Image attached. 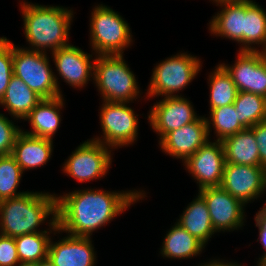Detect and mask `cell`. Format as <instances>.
Returning a JSON list of instances; mask_svg holds the SVG:
<instances>
[{
  "label": "cell",
  "instance_id": "cell-1",
  "mask_svg": "<svg viewBox=\"0 0 266 266\" xmlns=\"http://www.w3.org/2000/svg\"><path fill=\"white\" fill-rule=\"evenodd\" d=\"M143 192L80 189L64 193L57 197L58 233L90 237L139 199H144L146 195Z\"/></svg>",
  "mask_w": 266,
  "mask_h": 266
},
{
  "label": "cell",
  "instance_id": "cell-2",
  "mask_svg": "<svg viewBox=\"0 0 266 266\" xmlns=\"http://www.w3.org/2000/svg\"><path fill=\"white\" fill-rule=\"evenodd\" d=\"M48 192H29L0 201V234L19 237L35 232H59L57 223V197ZM51 218H50V217ZM50 218L49 228L38 227Z\"/></svg>",
  "mask_w": 266,
  "mask_h": 266
},
{
  "label": "cell",
  "instance_id": "cell-3",
  "mask_svg": "<svg viewBox=\"0 0 266 266\" xmlns=\"http://www.w3.org/2000/svg\"><path fill=\"white\" fill-rule=\"evenodd\" d=\"M23 17L26 49L50 53L70 45L68 41L73 10L63 6H45L30 2H20Z\"/></svg>",
  "mask_w": 266,
  "mask_h": 266
},
{
  "label": "cell",
  "instance_id": "cell-4",
  "mask_svg": "<svg viewBox=\"0 0 266 266\" xmlns=\"http://www.w3.org/2000/svg\"><path fill=\"white\" fill-rule=\"evenodd\" d=\"M93 80L102 101L132 103L140 96L135 74L123 54L95 55Z\"/></svg>",
  "mask_w": 266,
  "mask_h": 266
},
{
  "label": "cell",
  "instance_id": "cell-5",
  "mask_svg": "<svg viewBox=\"0 0 266 266\" xmlns=\"http://www.w3.org/2000/svg\"><path fill=\"white\" fill-rule=\"evenodd\" d=\"M91 12L90 46L96 55L123 54L132 43L129 24L106 5H97Z\"/></svg>",
  "mask_w": 266,
  "mask_h": 266
},
{
  "label": "cell",
  "instance_id": "cell-6",
  "mask_svg": "<svg viewBox=\"0 0 266 266\" xmlns=\"http://www.w3.org/2000/svg\"><path fill=\"white\" fill-rule=\"evenodd\" d=\"M201 61L191 54L178 53L156 64L147 89V97H178L201 70ZM183 89V90H182ZM177 93V95H176Z\"/></svg>",
  "mask_w": 266,
  "mask_h": 266
},
{
  "label": "cell",
  "instance_id": "cell-7",
  "mask_svg": "<svg viewBox=\"0 0 266 266\" xmlns=\"http://www.w3.org/2000/svg\"><path fill=\"white\" fill-rule=\"evenodd\" d=\"M47 54L13 43V74L43 99H52L62 94Z\"/></svg>",
  "mask_w": 266,
  "mask_h": 266
},
{
  "label": "cell",
  "instance_id": "cell-8",
  "mask_svg": "<svg viewBox=\"0 0 266 266\" xmlns=\"http://www.w3.org/2000/svg\"><path fill=\"white\" fill-rule=\"evenodd\" d=\"M128 103L103 101L100 122L103 135L92 140L111 149L132 145L138 137V116Z\"/></svg>",
  "mask_w": 266,
  "mask_h": 266
},
{
  "label": "cell",
  "instance_id": "cell-9",
  "mask_svg": "<svg viewBox=\"0 0 266 266\" xmlns=\"http://www.w3.org/2000/svg\"><path fill=\"white\" fill-rule=\"evenodd\" d=\"M110 149L92 139L84 141L64 162L62 171L79 183L101 179L112 165Z\"/></svg>",
  "mask_w": 266,
  "mask_h": 266
},
{
  "label": "cell",
  "instance_id": "cell-10",
  "mask_svg": "<svg viewBox=\"0 0 266 266\" xmlns=\"http://www.w3.org/2000/svg\"><path fill=\"white\" fill-rule=\"evenodd\" d=\"M198 194L205 200L215 232L243 227L245 204L241 200L231 196L221 186L202 188Z\"/></svg>",
  "mask_w": 266,
  "mask_h": 266
},
{
  "label": "cell",
  "instance_id": "cell-11",
  "mask_svg": "<svg viewBox=\"0 0 266 266\" xmlns=\"http://www.w3.org/2000/svg\"><path fill=\"white\" fill-rule=\"evenodd\" d=\"M220 186L246 205L266 190V168L225 163Z\"/></svg>",
  "mask_w": 266,
  "mask_h": 266
},
{
  "label": "cell",
  "instance_id": "cell-12",
  "mask_svg": "<svg viewBox=\"0 0 266 266\" xmlns=\"http://www.w3.org/2000/svg\"><path fill=\"white\" fill-rule=\"evenodd\" d=\"M232 77L238 92L246 91L266 98V57L261 51H239L230 66L221 64Z\"/></svg>",
  "mask_w": 266,
  "mask_h": 266
},
{
  "label": "cell",
  "instance_id": "cell-13",
  "mask_svg": "<svg viewBox=\"0 0 266 266\" xmlns=\"http://www.w3.org/2000/svg\"><path fill=\"white\" fill-rule=\"evenodd\" d=\"M214 141L208 140L183 164L197 181L199 190L222 183L226 163L224 148L221 141Z\"/></svg>",
  "mask_w": 266,
  "mask_h": 266
},
{
  "label": "cell",
  "instance_id": "cell-14",
  "mask_svg": "<svg viewBox=\"0 0 266 266\" xmlns=\"http://www.w3.org/2000/svg\"><path fill=\"white\" fill-rule=\"evenodd\" d=\"M183 96L164 97L148 112V122L158 134L159 141L169 132L194 122L199 116L193 105Z\"/></svg>",
  "mask_w": 266,
  "mask_h": 266
},
{
  "label": "cell",
  "instance_id": "cell-15",
  "mask_svg": "<svg viewBox=\"0 0 266 266\" xmlns=\"http://www.w3.org/2000/svg\"><path fill=\"white\" fill-rule=\"evenodd\" d=\"M209 137L206 117L199 116L194 122L167 133L159 141V145L167 155L182 159L185 163L209 140Z\"/></svg>",
  "mask_w": 266,
  "mask_h": 266
},
{
  "label": "cell",
  "instance_id": "cell-16",
  "mask_svg": "<svg viewBox=\"0 0 266 266\" xmlns=\"http://www.w3.org/2000/svg\"><path fill=\"white\" fill-rule=\"evenodd\" d=\"M52 54L55 67L61 78L74 88H83L93 79L94 61L92 55L74 45L59 48Z\"/></svg>",
  "mask_w": 266,
  "mask_h": 266
},
{
  "label": "cell",
  "instance_id": "cell-17",
  "mask_svg": "<svg viewBox=\"0 0 266 266\" xmlns=\"http://www.w3.org/2000/svg\"><path fill=\"white\" fill-rule=\"evenodd\" d=\"M48 258L55 266H94L97 257L91 237L67 234L57 242L50 240Z\"/></svg>",
  "mask_w": 266,
  "mask_h": 266
},
{
  "label": "cell",
  "instance_id": "cell-18",
  "mask_svg": "<svg viewBox=\"0 0 266 266\" xmlns=\"http://www.w3.org/2000/svg\"><path fill=\"white\" fill-rule=\"evenodd\" d=\"M63 107V95L52 99H42L24 118L30 123L32 130H22V132L34 137L53 140V135L61 123L60 110Z\"/></svg>",
  "mask_w": 266,
  "mask_h": 266
},
{
  "label": "cell",
  "instance_id": "cell-19",
  "mask_svg": "<svg viewBox=\"0 0 266 266\" xmlns=\"http://www.w3.org/2000/svg\"><path fill=\"white\" fill-rule=\"evenodd\" d=\"M216 5H219L222 10L218 11L209 22L211 34L242 43L239 51H243V24L246 1L222 2L216 3Z\"/></svg>",
  "mask_w": 266,
  "mask_h": 266
},
{
  "label": "cell",
  "instance_id": "cell-20",
  "mask_svg": "<svg viewBox=\"0 0 266 266\" xmlns=\"http://www.w3.org/2000/svg\"><path fill=\"white\" fill-rule=\"evenodd\" d=\"M53 146V140L21 132L17 136L11 155L25 172L46 165L51 158Z\"/></svg>",
  "mask_w": 266,
  "mask_h": 266
},
{
  "label": "cell",
  "instance_id": "cell-21",
  "mask_svg": "<svg viewBox=\"0 0 266 266\" xmlns=\"http://www.w3.org/2000/svg\"><path fill=\"white\" fill-rule=\"evenodd\" d=\"M221 142L226 163L262 166L259 158L258 143L250 128H245L235 135L228 136Z\"/></svg>",
  "mask_w": 266,
  "mask_h": 266
},
{
  "label": "cell",
  "instance_id": "cell-22",
  "mask_svg": "<svg viewBox=\"0 0 266 266\" xmlns=\"http://www.w3.org/2000/svg\"><path fill=\"white\" fill-rule=\"evenodd\" d=\"M36 92L31 90L20 78L13 75L6 92L0 100V105L16 120L24 118L42 100Z\"/></svg>",
  "mask_w": 266,
  "mask_h": 266
},
{
  "label": "cell",
  "instance_id": "cell-23",
  "mask_svg": "<svg viewBox=\"0 0 266 266\" xmlns=\"http://www.w3.org/2000/svg\"><path fill=\"white\" fill-rule=\"evenodd\" d=\"M185 209L177 223L206 246L216 232L205 200L198 194Z\"/></svg>",
  "mask_w": 266,
  "mask_h": 266
},
{
  "label": "cell",
  "instance_id": "cell-24",
  "mask_svg": "<svg viewBox=\"0 0 266 266\" xmlns=\"http://www.w3.org/2000/svg\"><path fill=\"white\" fill-rule=\"evenodd\" d=\"M161 255L169 259L194 258L201 254L205 245L192 236L177 222L167 232L162 243Z\"/></svg>",
  "mask_w": 266,
  "mask_h": 266
},
{
  "label": "cell",
  "instance_id": "cell-25",
  "mask_svg": "<svg viewBox=\"0 0 266 266\" xmlns=\"http://www.w3.org/2000/svg\"><path fill=\"white\" fill-rule=\"evenodd\" d=\"M252 44L261 47H252ZM261 45V46H260ZM266 50V11L255 1H246V12L243 24V51Z\"/></svg>",
  "mask_w": 266,
  "mask_h": 266
},
{
  "label": "cell",
  "instance_id": "cell-26",
  "mask_svg": "<svg viewBox=\"0 0 266 266\" xmlns=\"http://www.w3.org/2000/svg\"><path fill=\"white\" fill-rule=\"evenodd\" d=\"M215 68L208 77V83L210 84V111L217 107L234 104L238 93L236 85L226 69L221 64Z\"/></svg>",
  "mask_w": 266,
  "mask_h": 266
},
{
  "label": "cell",
  "instance_id": "cell-27",
  "mask_svg": "<svg viewBox=\"0 0 266 266\" xmlns=\"http://www.w3.org/2000/svg\"><path fill=\"white\" fill-rule=\"evenodd\" d=\"M238 121L244 128H251L266 120V98L250 92H238L234 101Z\"/></svg>",
  "mask_w": 266,
  "mask_h": 266
},
{
  "label": "cell",
  "instance_id": "cell-28",
  "mask_svg": "<svg viewBox=\"0 0 266 266\" xmlns=\"http://www.w3.org/2000/svg\"><path fill=\"white\" fill-rule=\"evenodd\" d=\"M52 232H35L16 237L17 254L20 262H40L48 258Z\"/></svg>",
  "mask_w": 266,
  "mask_h": 266
},
{
  "label": "cell",
  "instance_id": "cell-29",
  "mask_svg": "<svg viewBox=\"0 0 266 266\" xmlns=\"http://www.w3.org/2000/svg\"><path fill=\"white\" fill-rule=\"evenodd\" d=\"M209 114L210 116L206 117L208 135H211L212 125L217 141H222L226 137L235 135L245 129L238 121V114L236 113L234 104L217 107L209 111Z\"/></svg>",
  "mask_w": 266,
  "mask_h": 266
},
{
  "label": "cell",
  "instance_id": "cell-30",
  "mask_svg": "<svg viewBox=\"0 0 266 266\" xmlns=\"http://www.w3.org/2000/svg\"><path fill=\"white\" fill-rule=\"evenodd\" d=\"M22 174L23 170L11 154L0 156V201L14 198L27 192H17Z\"/></svg>",
  "mask_w": 266,
  "mask_h": 266
},
{
  "label": "cell",
  "instance_id": "cell-31",
  "mask_svg": "<svg viewBox=\"0 0 266 266\" xmlns=\"http://www.w3.org/2000/svg\"><path fill=\"white\" fill-rule=\"evenodd\" d=\"M13 75V43L6 37H0V100Z\"/></svg>",
  "mask_w": 266,
  "mask_h": 266
},
{
  "label": "cell",
  "instance_id": "cell-32",
  "mask_svg": "<svg viewBox=\"0 0 266 266\" xmlns=\"http://www.w3.org/2000/svg\"><path fill=\"white\" fill-rule=\"evenodd\" d=\"M14 124L0 113V156L11 154L17 136L22 132V128Z\"/></svg>",
  "mask_w": 266,
  "mask_h": 266
},
{
  "label": "cell",
  "instance_id": "cell-33",
  "mask_svg": "<svg viewBox=\"0 0 266 266\" xmlns=\"http://www.w3.org/2000/svg\"><path fill=\"white\" fill-rule=\"evenodd\" d=\"M19 263L15 239L0 234V266H16Z\"/></svg>",
  "mask_w": 266,
  "mask_h": 266
},
{
  "label": "cell",
  "instance_id": "cell-34",
  "mask_svg": "<svg viewBox=\"0 0 266 266\" xmlns=\"http://www.w3.org/2000/svg\"><path fill=\"white\" fill-rule=\"evenodd\" d=\"M255 226L259 229V240L260 241L265 253L261 255V258L257 261L258 266H266V203L262 207L261 210H259L255 215Z\"/></svg>",
  "mask_w": 266,
  "mask_h": 266
},
{
  "label": "cell",
  "instance_id": "cell-35",
  "mask_svg": "<svg viewBox=\"0 0 266 266\" xmlns=\"http://www.w3.org/2000/svg\"><path fill=\"white\" fill-rule=\"evenodd\" d=\"M258 143L259 158L262 166L266 168V120L250 128Z\"/></svg>",
  "mask_w": 266,
  "mask_h": 266
},
{
  "label": "cell",
  "instance_id": "cell-36",
  "mask_svg": "<svg viewBox=\"0 0 266 266\" xmlns=\"http://www.w3.org/2000/svg\"><path fill=\"white\" fill-rule=\"evenodd\" d=\"M227 262L220 261L219 259H213L211 261L205 262L201 264L200 266H241L240 264H236V262ZM243 266V265H242Z\"/></svg>",
  "mask_w": 266,
  "mask_h": 266
},
{
  "label": "cell",
  "instance_id": "cell-37",
  "mask_svg": "<svg viewBox=\"0 0 266 266\" xmlns=\"http://www.w3.org/2000/svg\"><path fill=\"white\" fill-rule=\"evenodd\" d=\"M38 266H55V265L50 261L49 258H46L38 262Z\"/></svg>",
  "mask_w": 266,
  "mask_h": 266
},
{
  "label": "cell",
  "instance_id": "cell-38",
  "mask_svg": "<svg viewBox=\"0 0 266 266\" xmlns=\"http://www.w3.org/2000/svg\"><path fill=\"white\" fill-rule=\"evenodd\" d=\"M18 266H38V262H20Z\"/></svg>",
  "mask_w": 266,
  "mask_h": 266
},
{
  "label": "cell",
  "instance_id": "cell-39",
  "mask_svg": "<svg viewBox=\"0 0 266 266\" xmlns=\"http://www.w3.org/2000/svg\"><path fill=\"white\" fill-rule=\"evenodd\" d=\"M214 3H222V2H236V1H251V0H210Z\"/></svg>",
  "mask_w": 266,
  "mask_h": 266
}]
</instances>
